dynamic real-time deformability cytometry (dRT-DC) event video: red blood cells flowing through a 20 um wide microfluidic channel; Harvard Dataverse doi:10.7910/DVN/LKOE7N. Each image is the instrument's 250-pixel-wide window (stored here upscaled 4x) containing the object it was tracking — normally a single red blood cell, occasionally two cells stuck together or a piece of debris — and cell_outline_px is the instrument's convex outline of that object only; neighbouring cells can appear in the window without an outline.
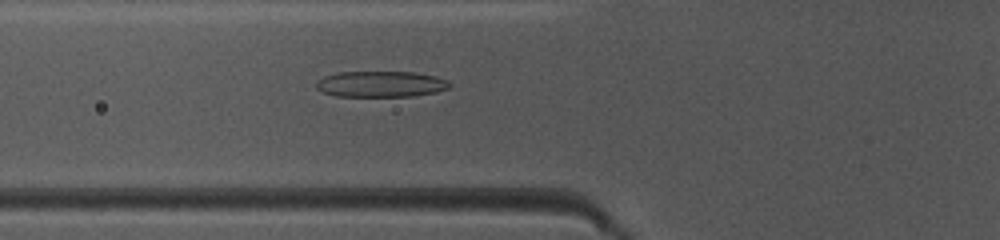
{"species": "common noctule bat (a hibernating species)", "species_latin": "Nyctalus noctula", "temperature_condition": "warm", "stored_images_in_passage": 48, "camera_frame_rate_fps": 3000, "um_per_image_px": 0.085, "animal": {"sex": "female", "body_mass_g": 10.0, "forearm_length_mm": 53.1}, "frame": {"image": 1, "passage_image": 18, "time_ms": 5.667, "image_size_px": [1000, 240], "cell_outline_px": [[452, 84], [448, 88], [436, 92], [412, 96], [336, 96], [324, 92], [316, 88], [316, 80], [324, 76], [340, 72], [412, 72], [436, 76], [448, 80]], "centroid_in_image_um": [32.38, 7.14], "position_along_channel_um": 93.4, "area_um2": 20.17}}
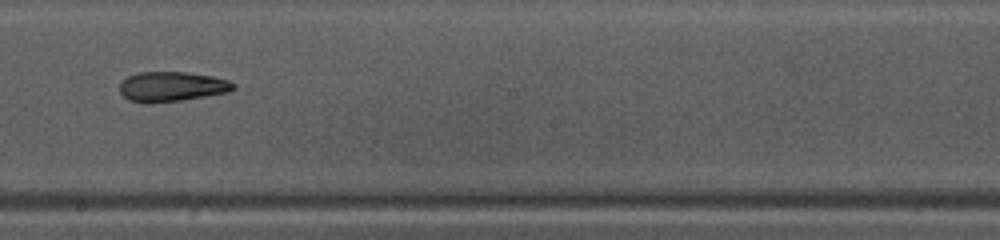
{"frame": {"image": 2, "passage_image": 28, "time_ms": 9.0, "image_size_px": [1000, 240], "cell_outline_px": [[236, 88], [228, 92], [180, 100], [144, 104], [128, 100], [120, 92], [120, 80], [136, 72], [184, 72], [212, 76], [228, 80], [236, 84]], "centroid_in_image_um": [14.56, 7.36], "position_along_channel_um": 233.6, "area_um2": 19.88}}
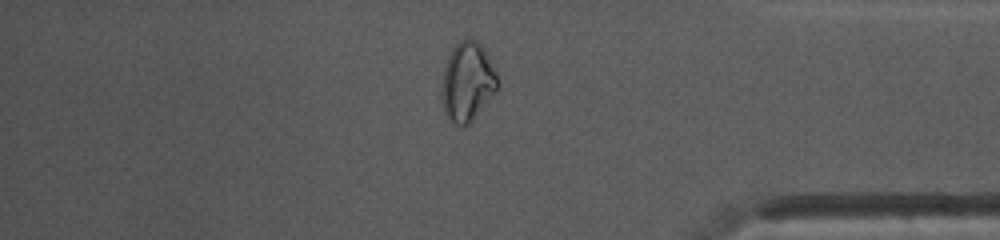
{"frame": {"image": 3, "passage_image": 41, "time_ms": 13.333, "image_size_px": [1000, 240], "cell_outline_px": [[496, 88], [472, 120], [468, 124], [456, 124], [444, 112], [444, 68], [448, 56], [452, 48], [460, 40], [472, 40], [480, 44], [484, 48], [496, 76]], "centroid_in_image_um": [39.72, 6.91], "position_along_channel_um": 395.5, "area_um2": 24.1}}